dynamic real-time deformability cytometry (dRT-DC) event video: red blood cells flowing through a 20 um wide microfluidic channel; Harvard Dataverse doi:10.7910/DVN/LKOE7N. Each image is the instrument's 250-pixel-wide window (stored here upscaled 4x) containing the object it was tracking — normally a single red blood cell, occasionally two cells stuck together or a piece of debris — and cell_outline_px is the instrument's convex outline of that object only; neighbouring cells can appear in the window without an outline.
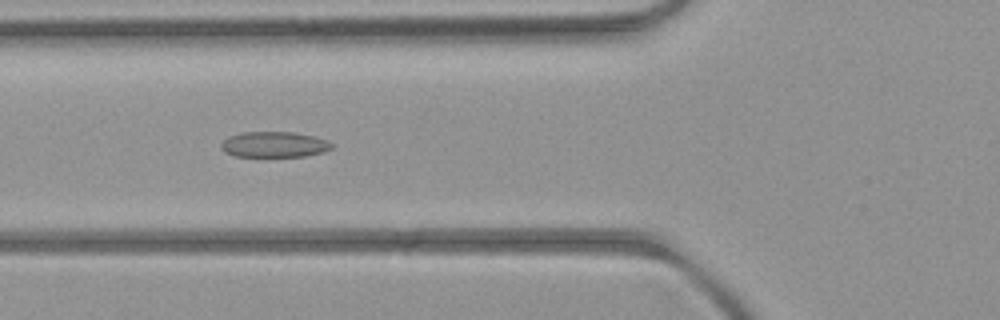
{"species": "common noctule bat (a hibernating species)", "species_latin": "Nyctalus noctula", "temperature_condition": "room temperature", "stored_images_in_passage": 49, "camera_frame_rate_fps": 3000, "um_per_image_px": 0.085, "animal": {"sex": "female", "body_mass_g": 21.9}, "frame": {"image": 1, "passage_image": 16, "time_ms": 5.0, "image_size_px": [1000, 320], "cell_outline_px": [[332, 148], [324, 152], [304, 156], [236, 156], [224, 152], [220, 148], [220, 144], [228, 136], [240, 132], [292, 132], [312, 136], [324, 140], [332, 144]], "centroid_in_image_um": [23.25, 12.28], "position_along_channel_um": 102.6, "area_um2": 16.42}}
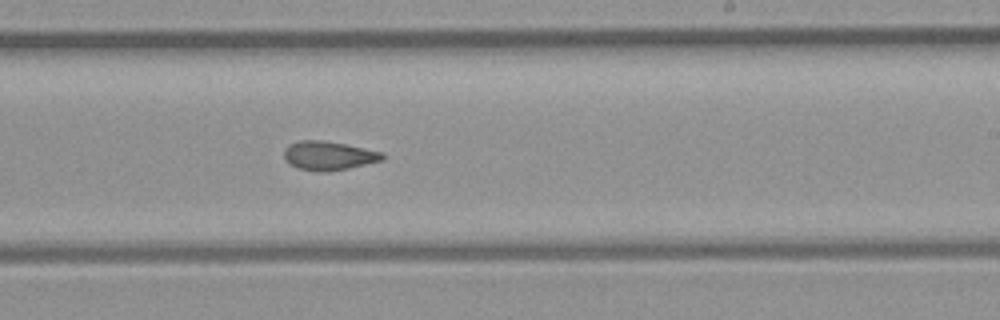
{"frame": {"image": 2, "passage_image": 28, "time_ms": 9.0, "image_size_px": [1000, 320], "cell_outline_px": [[384, 160], [348, 168], [328, 172], [316, 172], [296, 168], [288, 164], [284, 160], [284, 148], [288, 144], [300, 140], [320, 140], [344, 144], [384, 152]], "centroid_in_image_um": [27.89, 13.24], "position_along_channel_um": 261.1, "area_um2": 16.82}}
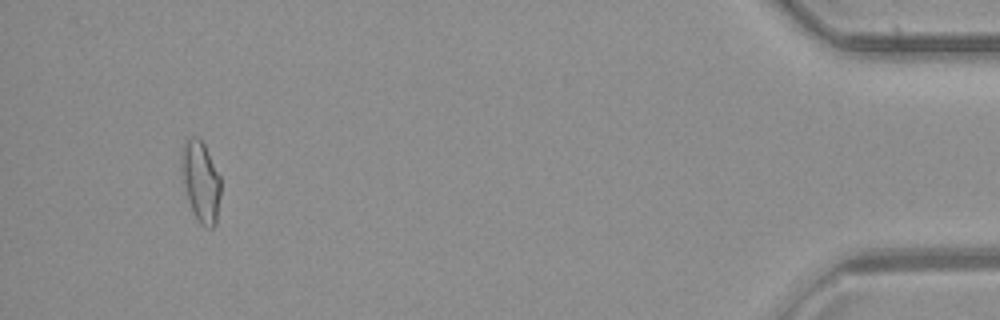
{"frame": {"image": 3, "passage_image": 46, "time_ms": 15.0, "image_size_px": [1000, 320], "cell_outline_px": [[220, 196], [216, 224], [212, 228], [204, 228], [196, 220], [188, 200], [184, 184], [180, 164], [180, 152], [184, 140], [188, 136], [196, 136], [204, 144], [220, 176]], "centroid_in_image_um": [17.04, 15.41], "position_along_channel_um": 418.2, "area_um2": 18.79}, "authors_computed_cell_mechanics": {"area_um2": 16.9354, "velocity_mm_per_s": 3.9607, "shape_relaxation_time_tau1_ms": null, "shape_relaxation_time_tau2_ms": 3.5827, "deformation_change_tau1": null, "deformation_change_tau2": 0.1056}}